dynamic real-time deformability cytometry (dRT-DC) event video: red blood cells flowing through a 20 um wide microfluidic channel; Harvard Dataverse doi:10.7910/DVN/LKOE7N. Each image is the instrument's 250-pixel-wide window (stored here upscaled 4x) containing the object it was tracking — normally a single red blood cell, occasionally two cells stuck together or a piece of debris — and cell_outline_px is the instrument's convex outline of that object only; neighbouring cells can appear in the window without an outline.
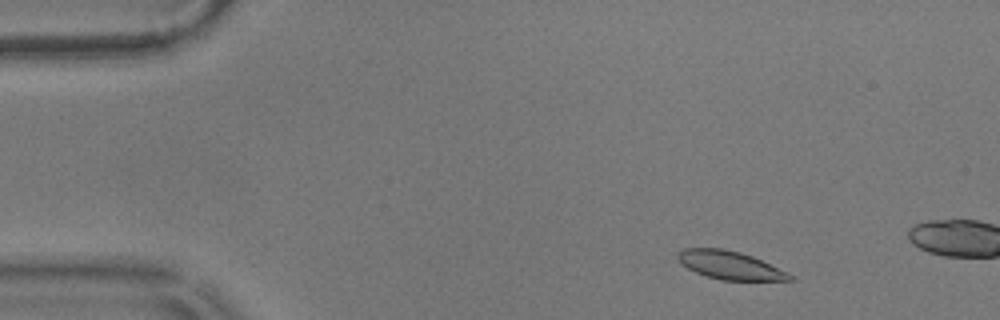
{"species": "common noctule bat (a hibernating species)", "species_latin": "Nyctalus noctula", "temperature_condition": "warm", "stored_images_in_passage": 11, "camera_frame_rate_fps": 3000, "um_per_image_px": 0.085, "animal": {"sex": "male", "body_mass_g": 17.9}, "frame": {"image": 1, "passage_image": 4, "time_ms": 1.0, "image_size_px": [1000, 320], "cell_outline_px": [[792, 280], [720, 280], [696, 272], [680, 264], [676, 256], [684, 248], [724, 248], [740, 252], [752, 256], [788, 272], [792, 276]], "centroid_in_image_um": [62.02, 22.53], "position_along_channel_um": 23.0, "area_um2": 18.26}}